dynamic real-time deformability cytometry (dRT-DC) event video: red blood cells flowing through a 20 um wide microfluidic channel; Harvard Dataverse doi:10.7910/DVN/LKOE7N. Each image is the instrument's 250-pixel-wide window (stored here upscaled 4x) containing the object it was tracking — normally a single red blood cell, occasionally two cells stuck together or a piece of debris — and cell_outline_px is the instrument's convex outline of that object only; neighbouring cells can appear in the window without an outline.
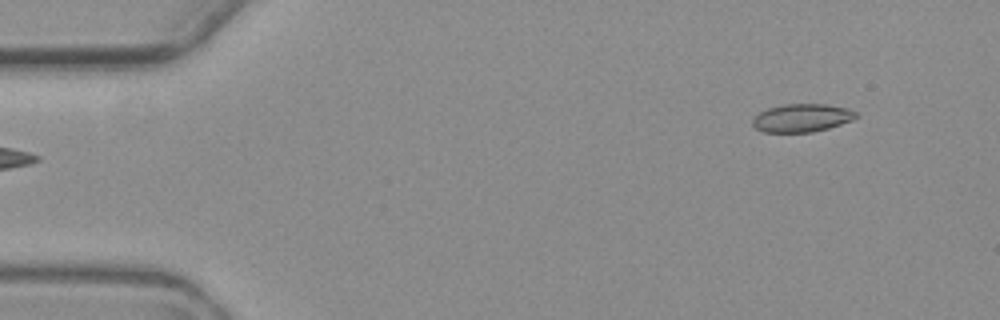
{"species": "common noctule bat (a hibernating species)", "species_latin": "Nyctalus noctula", "temperature_condition": "warm", "stored_images_in_passage": 3, "segment_of_instrument_passage": [2, 2], "camera_frame_rate_fps": 3000, "um_per_image_px": 0.085, "animal": {"sex": "female", "body_mass_g": 19.3, "forearm_length_mm": 54.1}, "frame": {"image": 1, "passage_image": 3, "time_ms": 2.333, "image_size_px": [1000, 320], "cell_outline_px": [[860, 116], [852, 120], [828, 128], [812, 132], [764, 132], [756, 128], [752, 124], [752, 120], [760, 112], [768, 108], [784, 104], [828, 104], [848, 108], [856, 112]], "centroid_in_image_um": [68.19, 10.01], "position_along_channel_um": 16.8, "area_um2": 16.94}}